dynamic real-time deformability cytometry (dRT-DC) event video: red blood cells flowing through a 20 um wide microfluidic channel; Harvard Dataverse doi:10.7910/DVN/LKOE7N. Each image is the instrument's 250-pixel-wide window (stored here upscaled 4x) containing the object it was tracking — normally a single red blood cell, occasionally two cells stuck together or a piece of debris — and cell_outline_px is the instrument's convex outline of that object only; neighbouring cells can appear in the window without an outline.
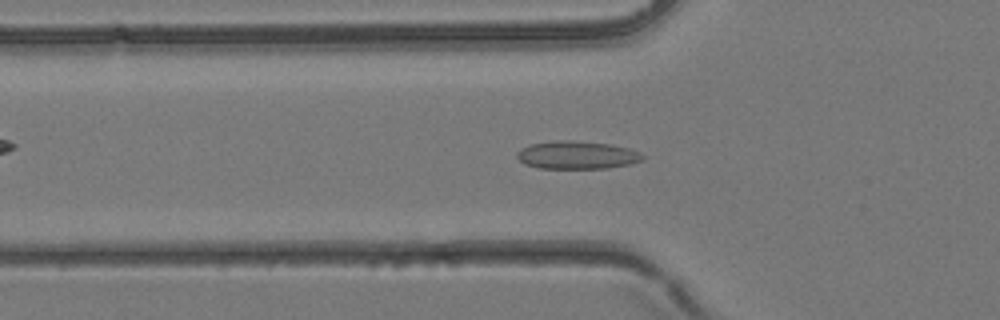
{"species": "common noctule bat (a hibernating species)", "species_latin": "Nyctalus noctula", "temperature_condition": "room temperature", "stored_images_in_passage": 39, "camera_frame_rate_fps": 3000, "um_per_image_px": 0.085, "animal": {"sex": "female", "body_mass_g": 24.6, "forearm_length_mm": 56.2}, "frame": {"image": 1, "passage_image": 13, "time_ms": 4.0, "image_size_px": [1000, 320], "cell_outline_px": [[644, 160], [628, 164], [608, 168], [540, 168], [524, 164], [516, 156], [516, 152], [520, 148], [532, 144], [556, 140], [568, 140], [612, 144], [628, 148], [640, 152], [644, 156]], "centroid_in_image_um": [49.04, 13.17], "position_along_channel_um": 76.8, "area_um2": 20.46}}
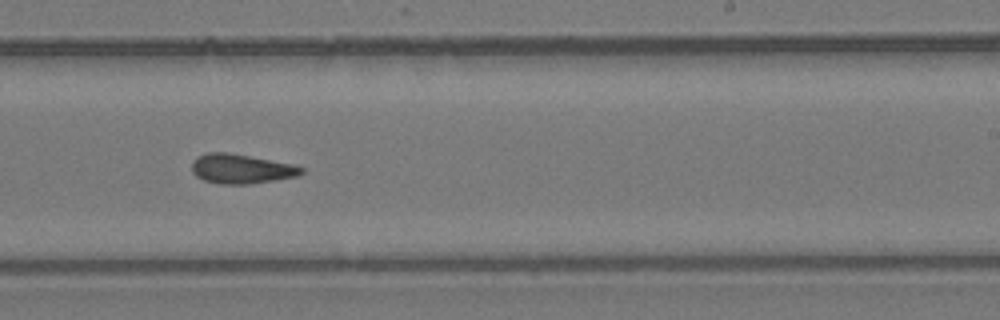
{"frame": {"image": 2, "passage_image": 24, "time_ms": 7.667, "image_size_px": [1000, 320], "cell_outline_px": [[304, 172], [296, 176], [276, 180], [248, 184], [220, 184], [204, 180], [196, 176], [192, 172], [192, 160], [196, 156], [208, 152], [228, 152], [296, 164], [304, 168]], "centroid_in_image_um": [20.5, 14.34], "position_along_channel_um": 268.5, "area_um2": 19.07}}
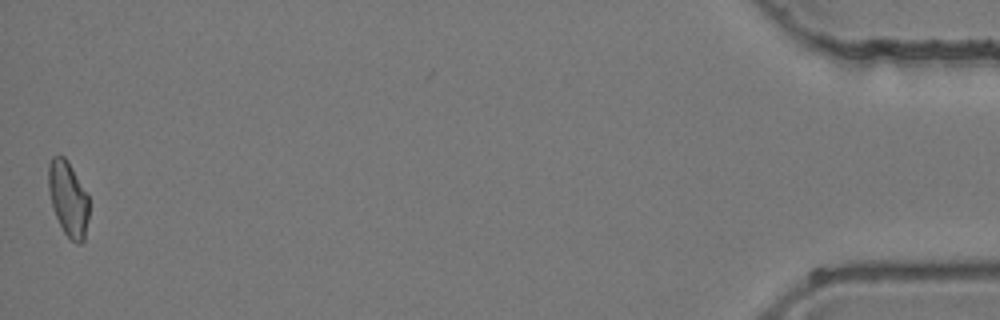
{"frame": {"image": 3, "passage_image": 39, "time_ms": 12.667, "image_size_px": [1000, 320], "cell_outline_px": [[88, 220], [84, 240], [80, 244], [76, 244], [64, 232], [56, 216], [48, 192], [48, 164], [52, 156], [64, 156], [88, 192]], "centroid_in_image_um": [5.8, 16.88], "position_along_channel_um": 429.4, "area_um2": 17.74}}